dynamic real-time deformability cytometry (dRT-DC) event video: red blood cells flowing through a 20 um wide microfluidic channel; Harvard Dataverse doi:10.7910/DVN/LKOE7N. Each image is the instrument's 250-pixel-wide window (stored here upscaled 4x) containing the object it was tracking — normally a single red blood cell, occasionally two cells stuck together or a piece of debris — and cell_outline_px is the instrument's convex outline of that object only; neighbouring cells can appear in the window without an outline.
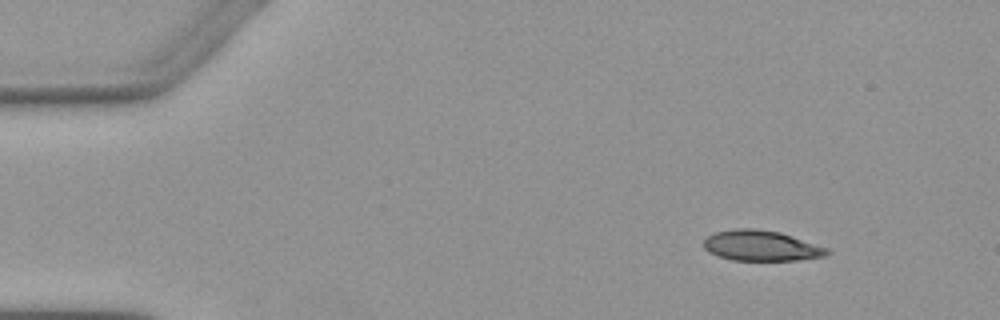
{"species": "Egyptian fruit bat (a non-hibernating species)", "species_latin": "Rousettus aegyptiacus", "temperature_condition": "warm", "stored_images_in_passage": 5, "camera_frame_rate_fps": 3000, "um_per_image_px": 0.085, "animal": {"sex": "female"}, "frame": {"image": 1, "passage_image": 1, "time_ms": 0.0, "image_size_px": [1000, 320], "cell_outline_px": [[832, 252], [824, 256], [796, 260], [732, 260], [708, 252], [704, 248], [704, 240], [708, 236], [716, 232], [736, 228], [756, 228], [780, 232], [828, 248]], "centroid_in_image_um": [64.7, 20.88], "position_along_channel_um": 20.3, "area_um2": 21.79}}
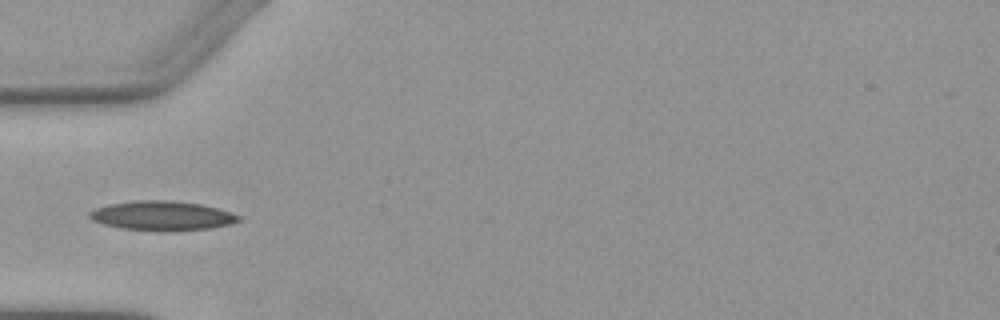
{"frame": {"image": 2, "passage_image": 4, "time_ms": 3.667, "image_size_px": [1000, 320], "cell_outline_px": [[244, 220], [212, 228], [168, 232], [160, 232], [120, 228], [104, 224], [92, 220], [88, 216], [88, 212], [96, 208], [108, 204], [140, 200], [168, 200], [200, 204], [216, 208], [244, 216]], "centroid_in_image_um": [13.8, 18.35], "position_along_channel_um": 71.2, "area_um2": 25.89}}